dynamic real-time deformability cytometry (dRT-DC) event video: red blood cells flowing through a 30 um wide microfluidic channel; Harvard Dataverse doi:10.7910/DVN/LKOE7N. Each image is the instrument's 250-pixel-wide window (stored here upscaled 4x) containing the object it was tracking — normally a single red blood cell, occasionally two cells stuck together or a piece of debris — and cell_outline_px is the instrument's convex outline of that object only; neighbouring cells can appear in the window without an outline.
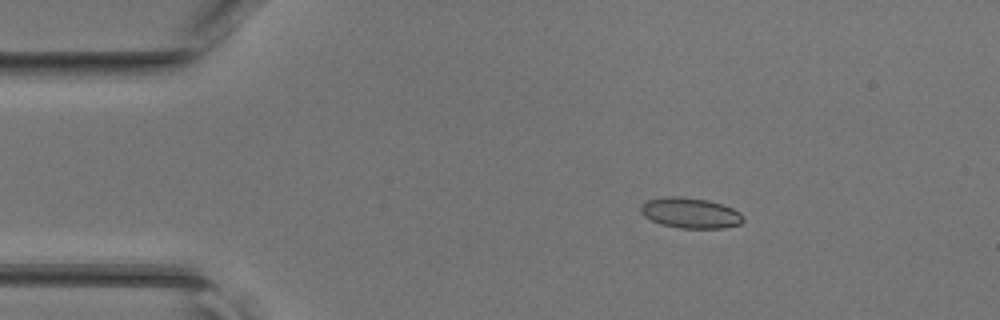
{"species": "common noctule bat (a hibernating species)", "species_latin": "Nyctalus noctula", "temperature_condition": "room temperature", "stored_images_in_passage": 39, "camera_frame_rate_fps": 3000, "um_per_image_px": 0.085, "animal": {"sex": "female", "body_mass_g": 17.0, "forearm_length_mm": 48.0}, "frame": {"image": 1, "passage_image": 1, "time_ms": 0.0, "image_size_px": [1000, 320], "cell_outline_px": [[744, 220], [740, 224], [724, 228], [680, 228], [660, 224], [644, 216], [640, 212], [640, 204], [644, 200], [668, 196], [680, 196], [708, 200], [732, 208], [740, 212], [744, 216]], "centroid_in_image_um": [58.65, 18.09], "position_along_channel_um": 26.3, "area_um2": 18.38}}
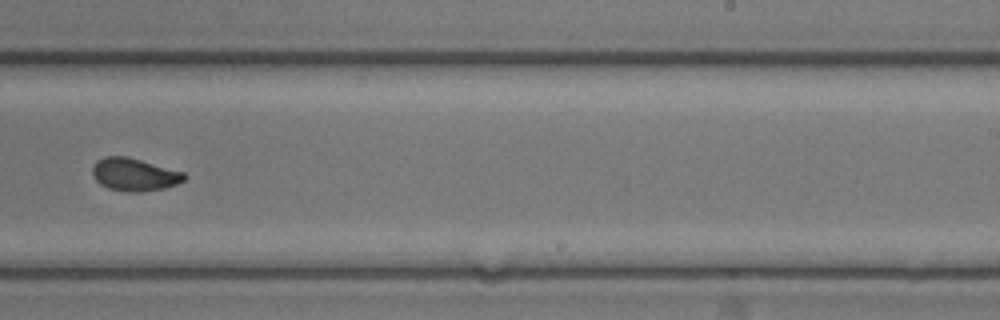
{"frame": {"image": 2, "passage_image": 22, "time_ms": 7.0, "image_size_px": [1000, 320], "cell_outline_px": [[188, 176], [184, 180], [176, 184], [164, 188], [140, 192], [128, 192], [108, 188], [100, 184], [92, 176], [92, 168], [96, 160], [104, 156], [128, 156], [184, 172]], "centroid_in_image_um": [11.4, 14.82], "position_along_channel_um": 277.6, "area_um2": 17.69}}
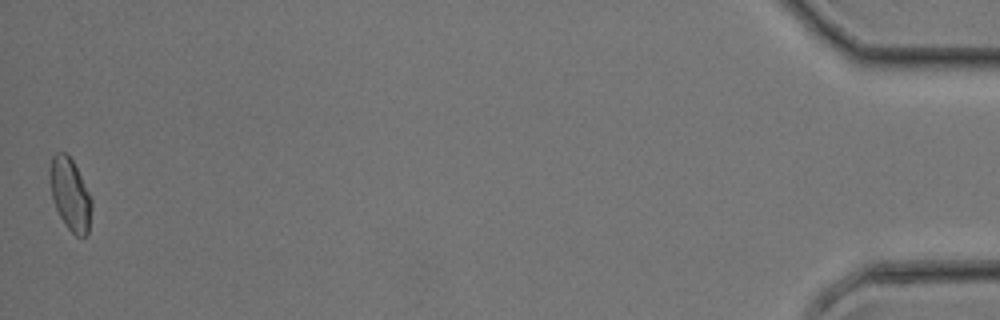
{"frame": {"image": 3, "passage_image": 39, "time_ms": 12.667, "image_size_px": [1000, 320], "cell_outline_px": [[92, 208], [88, 232], [84, 236], [76, 236], [64, 224], [52, 200], [48, 176], [48, 168], [52, 156], [56, 152], [68, 152], [92, 196]], "centroid_in_image_um": [5.95, 16.47], "position_along_channel_um": 429.3, "area_um2": 18.03}}